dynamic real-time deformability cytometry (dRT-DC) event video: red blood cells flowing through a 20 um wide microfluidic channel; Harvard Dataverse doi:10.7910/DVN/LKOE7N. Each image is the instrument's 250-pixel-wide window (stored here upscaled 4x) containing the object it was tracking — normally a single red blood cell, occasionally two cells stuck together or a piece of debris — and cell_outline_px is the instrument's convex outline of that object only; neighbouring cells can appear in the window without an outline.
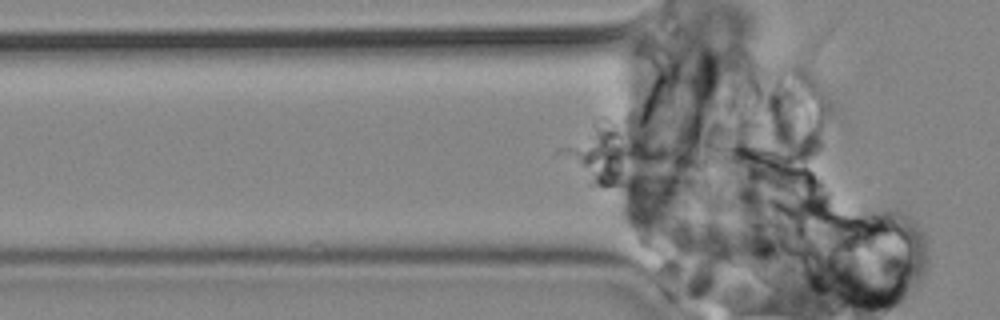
{"species": "common noctule bat (a hibernating species)", "species_latin": "Nyctalus noctula", "temperature_condition": "cold", "stored_images_in_passage": 79, "segment_of_instrument_passage": [1, 2], "camera_frame_rate_fps": 3000, "um_per_image_px": 0.085, "animal": {"sex": "male", "body_mass_g": 19.2, "forearm_length_mm": 51.8}, "frame": {"image": 1, "passage_image": 36, "time_ms": 11.667, "image_size_px": [1000, 320], "cell_outline_px": [[704, 168], [696, 180], [692, 184], [680, 192], [668, 192], [612, 188], [596, 184], [588, 176], [584, 168], [584, 156], [596, 144], [636, 144], [660, 148], [700, 156]], "centroid_in_image_um": [54.55, 14.25], "position_along_channel_um": 71.2, "area_um2": 33.47}}